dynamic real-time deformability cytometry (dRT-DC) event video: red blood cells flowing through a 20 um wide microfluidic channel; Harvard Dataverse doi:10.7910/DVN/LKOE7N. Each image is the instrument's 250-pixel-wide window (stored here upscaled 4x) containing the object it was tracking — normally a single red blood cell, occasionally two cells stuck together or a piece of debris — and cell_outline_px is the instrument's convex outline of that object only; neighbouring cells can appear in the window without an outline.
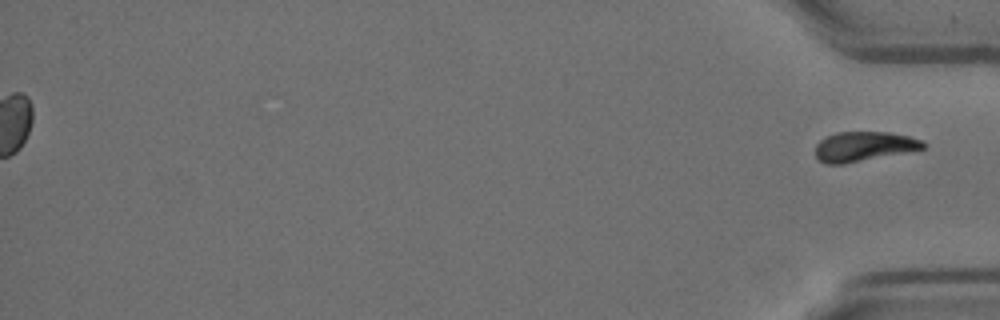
{"species": "Egyptian fruit bat (a non-hibernating species)", "species_latin": "Rousettus aegyptiacus", "temperature_condition": "room temperature", "stored_images_in_passage": 46, "segment_of_instrument_passage": [2, 2], "camera_frame_rate_fps": 3000, "um_per_image_px": 0.085, "animal": {"sex": "female"}, "frame": {"image": 1, "passage_image": 46, "time_ms": 15.0, "image_size_px": [1000, 320], "cell_outline_px": [[928, 144], [924, 148], [844, 164], [824, 164], [816, 156], [816, 144], [824, 136], [836, 132], [888, 132], [908, 136], [920, 140]], "centroid_in_image_um": [73.38, 12.44], "position_along_channel_um": 361.8, "area_um2": 18.5}}